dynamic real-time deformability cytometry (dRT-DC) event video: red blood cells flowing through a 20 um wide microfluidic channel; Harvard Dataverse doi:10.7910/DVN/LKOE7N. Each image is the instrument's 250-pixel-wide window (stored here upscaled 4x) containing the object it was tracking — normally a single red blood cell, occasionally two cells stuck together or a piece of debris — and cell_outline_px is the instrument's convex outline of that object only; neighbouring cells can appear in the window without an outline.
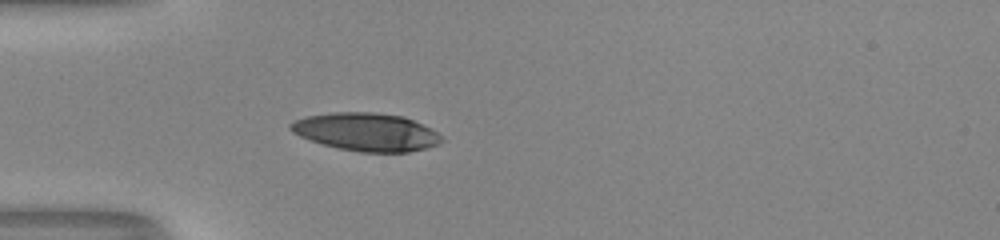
{"species": "human", "species_latin": "Homo sapiens", "temperature_condition": "room temperature", "stored_images_in_passage": 37, "camera_frame_rate_fps": 3000, "um_per_image_px": 0.085, "donor": {"sex": "male"}, "frame": {"image": 1, "passage_image": 1, "time_ms": 0.0, "image_size_px": [1000, 240], "cell_outline_px": [[444, 140], [440, 144], [408, 152], [360, 152], [336, 148], [300, 136], [292, 132], [288, 128], [288, 124], [304, 116], [332, 112], [376, 112], [404, 116], [436, 132]], "centroid_in_image_um": [31.1, 11.21], "position_along_channel_um": 53.9, "area_um2": 33.35}}
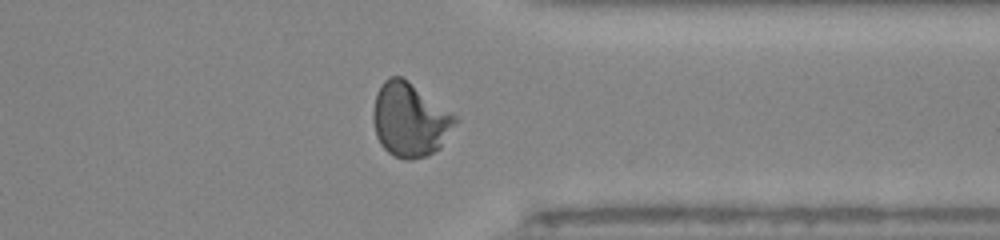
{"frame": {"image": 2, "passage_image": 26, "time_ms": 8.333, "image_size_px": [1000, 240], "cell_outline_px": [[460, 120], [440, 148], [428, 156], [412, 160], [404, 160], [388, 152], [380, 144], [376, 136], [372, 120], [372, 112], [376, 92], [384, 80], [388, 76], [400, 76], [408, 80], [452, 112]], "centroid_in_image_um": [34.84, 10.18], "position_along_channel_um": 376.6, "area_um2": 35.89}}
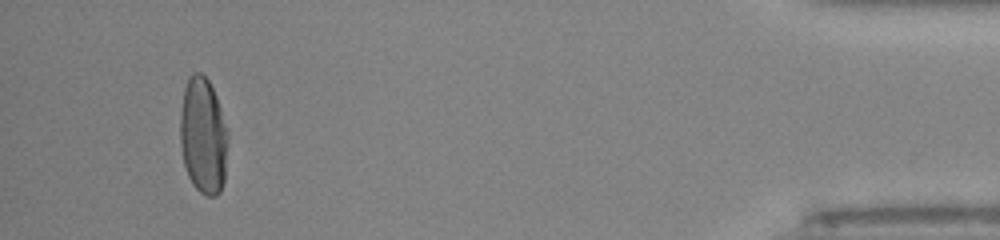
{"frame": {"image": 3, "passage_image": 34, "time_ms": 11.0, "image_size_px": [1000, 240], "cell_outline_px": [[228, 140], [224, 180], [220, 192], [216, 196], [208, 196], [200, 192], [192, 184], [188, 176], [184, 164], [180, 144], [180, 112], [184, 88], [188, 76], [192, 72], [200, 72], [208, 80], [216, 96], [228, 128]], "centroid_in_image_um": [17.27, 11.53], "position_along_channel_um": 417.9, "area_um2": 32.83}, "authors_computed_cell_mechanics": {"area_um2": 33.0616, "velocity_mm_per_s": 4.0504, "shape_relaxation_time_tau1_ms": 5.4343, "shape_relaxation_time_tau2_ms": 1.3586, "deformation_change_tau1": 0.2305, "deformation_change_tau2": 0.0378}}